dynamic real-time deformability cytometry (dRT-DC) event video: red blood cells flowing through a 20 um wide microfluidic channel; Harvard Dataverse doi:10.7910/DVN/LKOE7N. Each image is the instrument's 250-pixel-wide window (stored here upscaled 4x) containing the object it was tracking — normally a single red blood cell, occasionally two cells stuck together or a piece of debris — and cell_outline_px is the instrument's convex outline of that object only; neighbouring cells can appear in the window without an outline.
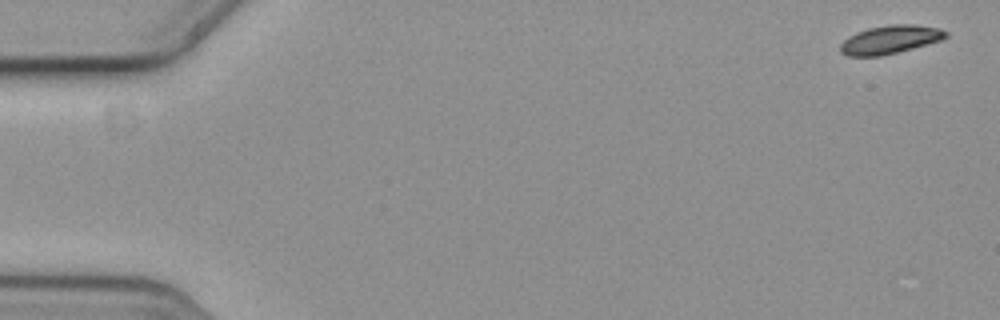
{"species": "common noctule bat (a hibernating species)", "species_latin": "Nyctalus noctula", "temperature_condition": "cold", "stored_images_in_passage": 5, "camera_frame_rate_fps": 3000, "um_per_image_px": 0.085, "animal": {"sex": "female", "body_mass_g": 19.3, "forearm_length_mm": 54.1}, "frame": {"image": 1, "passage_image": 1, "time_ms": 0.0, "image_size_px": [1000, 320], "cell_outline_px": [[948, 36], [940, 40], [912, 48], [880, 56], [848, 56], [840, 52], [840, 44], [848, 36], [856, 32], [868, 28], [888, 24], [912, 24], [940, 28], [948, 32]], "centroid_in_image_um": [75.63, 3.35], "position_along_channel_um": 9.4, "area_um2": 17.4}}
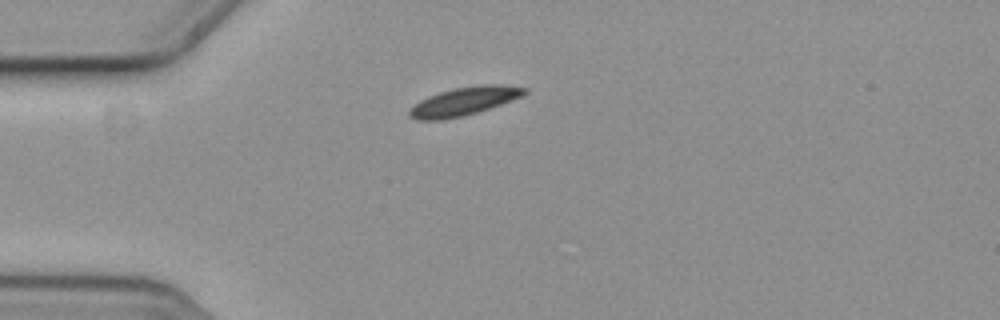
{"frame": {"image": 2, "passage_image": 5, "time_ms": 1.333, "image_size_px": [1000, 320], "cell_outline_px": [[528, 92], [524, 96], [464, 116], [440, 120], [416, 120], [408, 116], [408, 108], [420, 100], [428, 96], [452, 88], [480, 84], [504, 84], [528, 88]], "centroid_in_image_um": [39.44, 8.59], "position_along_channel_um": 45.6, "area_um2": 19.25}}